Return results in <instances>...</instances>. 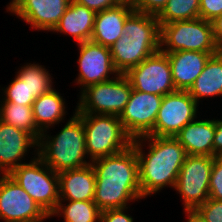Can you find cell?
I'll list each match as a JSON object with an SVG mask.
<instances>
[{
	"label": "cell",
	"instance_id": "obj_1",
	"mask_svg": "<svg viewBox=\"0 0 222 222\" xmlns=\"http://www.w3.org/2000/svg\"><path fill=\"white\" fill-rule=\"evenodd\" d=\"M96 174L94 202L101 210L126 208L142 199L139 163L133 145L125 150L91 161Z\"/></svg>",
	"mask_w": 222,
	"mask_h": 222
},
{
	"label": "cell",
	"instance_id": "obj_2",
	"mask_svg": "<svg viewBox=\"0 0 222 222\" xmlns=\"http://www.w3.org/2000/svg\"><path fill=\"white\" fill-rule=\"evenodd\" d=\"M149 147L145 153L142 148ZM139 163L142 197L151 196L168 186L174 188L179 171L187 157L185 148L174 137L143 136L133 139Z\"/></svg>",
	"mask_w": 222,
	"mask_h": 222
},
{
	"label": "cell",
	"instance_id": "obj_3",
	"mask_svg": "<svg viewBox=\"0 0 222 222\" xmlns=\"http://www.w3.org/2000/svg\"><path fill=\"white\" fill-rule=\"evenodd\" d=\"M123 30V35L110 47L113 65L120 74L160 51V25L155 15L134 11Z\"/></svg>",
	"mask_w": 222,
	"mask_h": 222
},
{
	"label": "cell",
	"instance_id": "obj_4",
	"mask_svg": "<svg viewBox=\"0 0 222 222\" xmlns=\"http://www.w3.org/2000/svg\"><path fill=\"white\" fill-rule=\"evenodd\" d=\"M49 135L46 132L41 134L38 140V157L54 172L60 173L91 164L90 160L87 162L83 121L76 113L58 134Z\"/></svg>",
	"mask_w": 222,
	"mask_h": 222
},
{
	"label": "cell",
	"instance_id": "obj_5",
	"mask_svg": "<svg viewBox=\"0 0 222 222\" xmlns=\"http://www.w3.org/2000/svg\"><path fill=\"white\" fill-rule=\"evenodd\" d=\"M83 121L86 152L90 161L125 150L133 139L125 131L118 116L109 114H77Z\"/></svg>",
	"mask_w": 222,
	"mask_h": 222
},
{
	"label": "cell",
	"instance_id": "obj_6",
	"mask_svg": "<svg viewBox=\"0 0 222 222\" xmlns=\"http://www.w3.org/2000/svg\"><path fill=\"white\" fill-rule=\"evenodd\" d=\"M160 51H202L218 53L212 24L202 18L176 21L160 26Z\"/></svg>",
	"mask_w": 222,
	"mask_h": 222
},
{
	"label": "cell",
	"instance_id": "obj_7",
	"mask_svg": "<svg viewBox=\"0 0 222 222\" xmlns=\"http://www.w3.org/2000/svg\"><path fill=\"white\" fill-rule=\"evenodd\" d=\"M111 80L87 86L80 91L76 114H109L120 116L132 87L125 74L111 76Z\"/></svg>",
	"mask_w": 222,
	"mask_h": 222
},
{
	"label": "cell",
	"instance_id": "obj_8",
	"mask_svg": "<svg viewBox=\"0 0 222 222\" xmlns=\"http://www.w3.org/2000/svg\"><path fill=\"white\" fill-rule=\"evenodd\" d=\"M13 169L8 175L50 216L59 202L58 173L38 156Z\"/></svg>",
	"mask_w": 222,
	"mask_h": 222
},
{
	"label": "cell",
	"instance_id": "obj_9",
	"mask_svg": "<svg viewBox=\"0 0 222 222\" xmlns=\"http://www.w3.org/2000/svg\"><path fill=\"white\" fill-rule=\"evenodd\" d=\"M213 161L212 156L187 155L174 187L184 202V209H196L209 199Z\"/></svg>",
	"mask_w": 222,
	"mask_h": 222
},
{
	"label": "cell",
	"instance_id": "obj_10",
	"mask_svg": "<svg viewBox=\"0 0 222 222\" xmlns=\"http://www.w3.org/2000/svg\"><path fill=\"white\" fill-rule=\"evenodd\" d=\"M125 76L132 89L164 96L176 91L171 72V65L166 53L158 51L130 68Z\"/></svg>",
	"mask_w": 222,
	"mask_h": 222
},
{
	"label": "cell",
	"instance_id": "obj_11",
	"mask_svg": "<svg viewBox=\"0 0 222 222\" xmlns=\"http://www.w3.org/2000/svg\"><path fill=\"white\" fill-rule=\"evenodd\" d=\"M198 103L188 91L176 90L163 96L153 128V136L175 137L197 118Z\"/></svg>",
	"mask_w": 222,
	"mask_h": 222
},
{
	"label": "cell",
	"instance_id": "obj_12",
	"mask_svg": "<svg viewBox=\"0 0 222 222\" xmlns=\"http://www.w3.org/2000/svg\"><path fill=\"white\" fill-rule=\"evenodd\" d=\"M50 216L8 174H0V220L44 221Z\"/></svg>",
	"mask_w": 222,
	"mask_h": 222
},
{
	"label": "cell",
	"instance_id": "obj_13",
	"mask_svg": "<svg viewBox=\"0 0 222 222\" xmlns=\"http://www.w3.org/2000/svg\"><path fill=\"white\" fill-rule=\"evenodd\" d=\"M163 96L132 89L119 119L132 139L153 136V128Z\"/></svg>",
	"mask_w": 222,
	"mask_h": 222
},
{
	"label": "cell",
	"instance_id": "obj_14",
	"mask_svg": "<svg viewBox=\"0 0 222 222\" xmlns=\"http://www.w3.org/2000/svg\"><path fill=\"white\" fill-rule=\"evenodd\" d=\"M79 48V73L75 83L82 91L89 85L111 80L110 76L120 73L115 69L110 48L91 40L77 43Z\"/></svg>",
	"mask_w": 222,
	"mask_h": 222
},
{
	"label": "cell",
	"instance_id": "obj_15",
	"mask_svg": "<svg viewBox=\"0 0 222 222\" xmlns=\"http://www.w3.org/2000/svg\"><path fill=\"white\" fill-rule=\"evenodd\" d=\"M38 156V141L28 132L0 120V174H9L13 169L25 164L21 162L30 148ZM29 149V150H28Z\"/></svg>",
	"mask_w": 222,
	"mask_h": 222
},
{
	"label": "cell",
	"instance_id": "obj_16",
	"mask_svg": "<svg viewBox=\"0 0 222 222\" xmlns=\"http://www.w3.org/2000/svg\"><path fill=\"white\" fill-rule=\"evenodd\" d=\"M70 2L71 0H21L10 13L30 24L34 30L51 32Z\"/></svg>",
	"mask_w": 222,
	"mask_h": 222
},
{
	"label": "cell",
	"instance_id": "obj_17",
	"mask_svg": "<svg viewBox=\"0 0 222 222\" xmlns=\"http://www.w3.org/2000/svg\"><path fill=\"white\" fill-rule=\"evenodd\" d=\"M166 53L171 65L176 90L188 91L201 74L207 61L217 53L202 51H176Z\"/></svg>",
	"mask_w": 222,
	"mask_h": 222
},
{
	"label": "cell",
	"instance_id": "obj_18",
	"mask_svg": "<svg viewBox=\"0 0 222 222\" xmlns=\"http://www.w3.org/2000/svg\"><path fill=\"white\" fill-rule=\"evenodd\" d=\"M134 11L131 5L117 4L96 13L90 40L110 48L123 35L124 23Z\"/></svg>",
	"mask_w": 222,
	"mask_h": 222
},
{
	"label": "cell",
	"instance_id": "obj_19",
	"mask_svg": "<svg viewBox=\"0 0 222 222\" xmlns=\"http://www.w3.org/2000/svg\"><path fill=\"white\" fill-rule=\"evenodd\" d=\"M59 200L93 201L96 174L91 164L58 173Z\"/></svg>",
	"mask_w": 222,
	"mask_h": 222
},
{
	"label": "cell",
	"instance_id": "obj_20",
	"mask_svg": "<svg viewBox=\"0 0 222 222\" xmlns=\"http://www.w3.org/2000/svg\"><path fill=\"white\" fill-rule=\"evenodd\" d=\"M215 134V119L193 120L174 137L187 155L212 156Z\"/></svg>",
	"mask_w": 222,
	"mask_h": 222
},
{
	"label": "cell",
	"instance_id": "obj_21",
	"mask_svg": "<svg viewBox=\"0 0 222 222\" xmlns=\"http://www.w3.org/2000/svg\"><path fill=\"white\" fill-rule=\"evenodd\" d=\"M95 15L94 11L71 0L69 7L52 32L71 35L77 43L89 41L93 32Z\"/></svg>",
	"mask_w": 222,
	"mask_h": 222
},
{
	"label": "cell",
	"instance_id": "obj_22",
	"mask_svg": "<svg viewBox=\"0 0 222 222\" xmlns=\"http://www.w3.org/2000/svg\"><path fill=\"white\" fill-rule=\"evenodd\" d=\"M65 109V99L54 88L36 98L32 104V111L38 130L41 133H49V128L65 119Z\"/></svg>",
	"mask_w": 222,
	"mask_h": 222
},
{
	"label": "cell",
	"instance_id": "obj_23",
	"mask_svg": "<svg viewBox=\"0 0 222 222\" xmlns=\"http://www.w3.org/2000/svg\"><path fill=\"white\" fill-rule=\"evenodd\" d=\"M188 92L198 104L201 98L222 96V50L209 58Z\"/></svg>",
	"mask_w": 222,
	"mask_h": 222
},
{
	"label": "cell",
	"instance_id": "obj_24",
	"mask_svg": "<svg viewBox=\"0 0 222 222\" xmlns=\"http://www.w3.org/2000/svg\"><path fill=\"white\" fill-rule=\"evenodd\" d=\"M62 202H68V204ZM56 215L62 216L64 222H100L101 210L94 201L59 200L50 218Z\"/></svg>",
	"mask_w": 222,
	"mask_h": 222
},
{
	"label": "cell",
	"instance_id": "obj_25",
	"mask_svg": "<svg viewBox=\"0 0 222 222\" xmlns=\"http://www.w3.org/2000/svg\"><path fill=\"white\" fill-rule=\"evenodd\" d=\"M0 120L30 133L37 141L42 134L36 126L32 105L0 102Z\"/></svg>",
	"mask_w": 222,
	"mask_h": 222
},
{
	"label": "cell",
	"instance_id": "obj_26",
	"mask_svg": "<svg viewBox=\"0 0 222 222\" xmlns=\"http://www.w3.org/2000/svg\"><path fill=\"white\" fill-rule=\"evenodd\" d=\"M16 76L25 81L35 99L54 88L52 76L44 65L35 64L34 62L33 64L27 63L18 70Z\"/></svg>",
	"mask_w": 222,
	"mask_h": 222
},
{
	"label": "cell",
	"instance_id": "obj_27",
	"mask_svg": "<svg viewBox=\"0 0 222 222\" xmlns=\"http://www.w3.org/2000/svg\"><path fill=\"white\" fill-rule=\"evenodd\" d=\"M199 8V0H168L156 17L160 26L176 21L194 20L200 18Z\"/></svg>",
	"mask_w": 222,
	"mask_h": 222
},
{
	"label": "cell",
	"instance_id": "obj_28",
	"mask_svg": "<svg viewBox=\"0 0 222 222\" xmlns=\"http://www.w3.org/2000/svg\"><path fill=\"white\" fill-rule=\"evenodd\" d=\"M2 91L3 100L0 102L3 103L32 105L35 100L32 93H30L29 88L25 84V81H22L16 75L14 80H12L6 88H2Z\"/></svg>",
	"mask_w": 222,
	"mask_h": 222
},
{
	"label": "cell",
	"instance_id": "obj_29",
	"mask_svg": "<svg viewBox=\"0 0 222 222\" xmlns=\"http://www.w3.org/2000/svg\"><path fill=\"white\" fill-rule=\"evenodd\" d=\"M209 198L222 201V156H215L210 175Z\"/></svg>",
	"mask_w": 222,
	"mask_h": 222
},
{
	"label": "cell",
	"instance_id": "obj_30",
	"mask_svg": "<svg viewBox=\"0 0 222 222\" xmlns=\"http://www.w3.org/2000/svg\"><path fill=\"white\" fill-rule=\"evenodd\" d=\"M196 210L206 222H222V201L209 198Z\"/></svg>",
	"mask_w": 222,
	"mask_h": 222
},
{
	"label": "cell",
	"instance_id": "obj_31",
	"mask_svg": "<svg viewBox=\"0 0 222 222\" xmlns=\"http://www.w3.org/2000/svg\"><path fill=\"white\" fill-rule=\"evenodd\" d=\"M200 18L212 22L214 19L222 15V0H199Z\"/></svg>",
	"mask_w": 222,
	"mask_h": 222
},
{
	"label": "cell",
	"instance_id": "obj_32",
	"mask_svg": "<svg viewBox=\"0 0 222 222\" xmlns=\"http://www.w3.org/2000/svg\"><path fill=\"white\" fill-rule=\"evenodd\" d=\"M168 0H136L134 10L157 16L166 6Z\"/></svg>",
	"mask_w": 222,
	"mask_h": 222
},
{
	"label": "cell",
	"instance_id": "obj_33",
	"mask_svg": "<svg viewBox=\"0 0 222 222\" xmlns=\"http://www.w3.org/2000/svg\"><path fill=\"white\" fill-rule=\"evenodd\" d=\"M128 207L101 211L100 222H133L131 215L126 214Z\"/></svg>",
	"mask_w": 222,
	"mask_h": 222
},
{
	"label": "cell",
	"instance_id": "obj_34",
	"mask_svg": "<svg viewBox=\"0 0 222 222\" xmlns=\"http://www.w3.org/2000/svg\"><path fill=\"white\" fill-rule=\"evenodd\" d=\"M75 1L81 5L86 6L95 13L115 7L118 4L115 0H75Z\"/></svg>",
	"mask_w": 222,
	"mask_h": 222
},
{
	"label": "cell",
	"instance_id": "obj_35",
	"mask_svg": "<svg viewBox=\"0 0 222 222\" xmlns=\"http://www.w3.org/2000/svg\"><path fill=\"white\" fill-rule=\"evenodd\" d=\"M222 156V120H215V134L213 142V157Z\"/></svg>",
	"mask_w": 222,
	"mask_h": 222
},
{
	"label": "cell",
	"instance_id": "obj_36",
	"mask_svg": "<svg viewBox=\"0 0 222 222\" xmlns=\"http://www.w3.org/2000/svg\"><path fill=\"white\" fill-rule=\"evenodd\" d=\"M213 37L216 46L221 51L222 50V15L214 19L212 22Z\"/></svg>",
	"mask_w": 222,
	"mask_h": 222
},
{
	"label": "cell",
	"instance_id": "obj_37",
	"mask_svg": "<svg viewBox=\"0 0 222 222\" xmlns=\"http://www.w3.org/2000/svg\"><path fill=\"white\" fill-rule=\"evenodd\" d=\"M185 211L187 222H206L196 209H183Z\"/></svg>",
	"mask_w": 222,
	"mask_h": 222
},
{
	"label": "cell",
	"instance_id": "obj_38",
	"mask_svg": "<svg viewBox=\"0 0 222 222\" xmlns=\"http://www.w3.org/2000/svg\"><path fill=\"white\" fill-rule=\"evenodd\" d=\"M21 0H11L10 1V3H9V5H7V12L9 11H11L13 8H15L18 4H19V2H20Z\"/></svg>",
	"mask_w": 222,
	"mask_h": 222
},
{
	"label": "cell",
	"instance_id": "obj_39",
	"mask_svg": "<svg viewBox=\"0 0 222 222\" xmlns=\"http://www.w3.org/2000/svg\"><path fill=\"white\" fill-rule=\"evenodd\" d=\"M118 4H128L131 6H134L136 3V0H115Z\"/></svg>",
	"mask_w": 222,
	"mask_h": 222
},
{
	"label": "cell",
	"instance_id": "obj_40",
	"mask_svg": "<svg viewBox=\"0 0 222 222\" xmlns=\"http://www.w3.org/2000/svg\"><path fill=\"white\" fill-rule=\"evenodd\" d=\"M25 222H44V221H25Z\"/></svg>",
	"mask_w": 222,
	"mask_h": 222
}]
</instances>
